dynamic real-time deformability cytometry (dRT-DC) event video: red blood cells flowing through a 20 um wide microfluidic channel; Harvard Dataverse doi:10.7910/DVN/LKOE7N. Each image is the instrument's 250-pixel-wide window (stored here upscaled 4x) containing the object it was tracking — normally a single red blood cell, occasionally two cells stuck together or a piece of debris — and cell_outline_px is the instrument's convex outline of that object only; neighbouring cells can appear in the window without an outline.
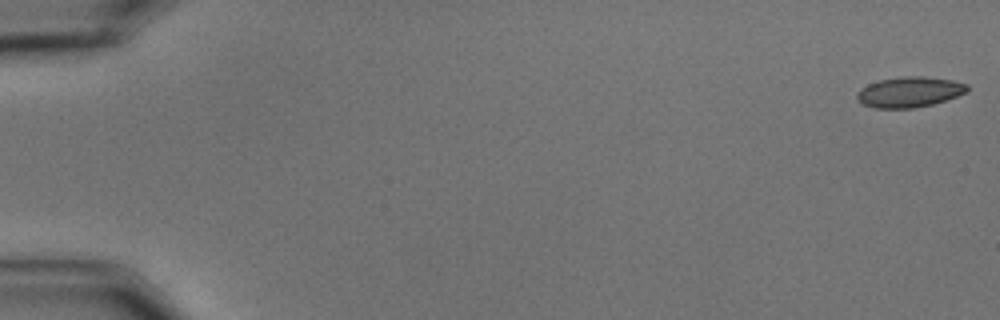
{"species": "common noctule bat (a hibernating species)", "species_latin": "Nyctalus noctula", "temperature_condition": "cold", "stored_images_in_passage": 12, "camera_frame_rate_fps": 3000, "um_per_image_px": 0.085, "animal": {"sex": "male", "body_mass_g": 15.6}, "frame": {"image": 1, "passage_image": 1, "time_ms": 0.0, "image_size_px": [1000, 320], "cell_outline_px": [[968, 92], [932, 104], [912, 108], [872, 108], [856, 100], [856, 92], [860, 88], [868, 84], [880, 80], [900, 76], [924, 76], [952, 80], [968, 84]], "centroid_in_image_um": [77.27, 7.81], "position_along_channel_um": 7.7, "area_um2": 19.65}}